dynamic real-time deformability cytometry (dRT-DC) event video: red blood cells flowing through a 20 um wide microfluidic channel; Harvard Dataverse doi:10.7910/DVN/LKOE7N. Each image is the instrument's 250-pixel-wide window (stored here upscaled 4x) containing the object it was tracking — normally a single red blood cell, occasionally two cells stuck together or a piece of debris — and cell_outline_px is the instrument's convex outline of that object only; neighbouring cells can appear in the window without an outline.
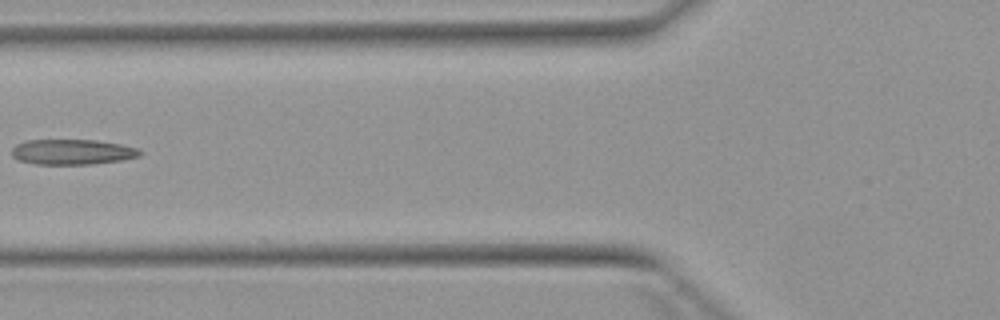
{"species": "Egyptian fruit bat (a non-hibernating species)", "species_latin": "Rousettus aegyptiacus", "temperature_condition": "warm", "stored_images_in_passage": 6, "camera_frame_rate_fps": 3000, "um_per_image_px": 0.085, "animal": {"sex": "female"}, "frame": {"image": 1, "passage_image": 6, "time_ms": 6.0, "image_size_px": [1000, 320], "cell_outline_px": [[144, 152], [140, 156], [124, 160], [92, 164], [36, 164], [16, 160], [12, 156], [12, 148], [16, 144], [24, 140], [96, 140], [120, 144], [140, 148]], "centroid_in_image_um": [6.17, 12.91], "position_along_channel_um": 119.6, "area_um2": 19.19}}